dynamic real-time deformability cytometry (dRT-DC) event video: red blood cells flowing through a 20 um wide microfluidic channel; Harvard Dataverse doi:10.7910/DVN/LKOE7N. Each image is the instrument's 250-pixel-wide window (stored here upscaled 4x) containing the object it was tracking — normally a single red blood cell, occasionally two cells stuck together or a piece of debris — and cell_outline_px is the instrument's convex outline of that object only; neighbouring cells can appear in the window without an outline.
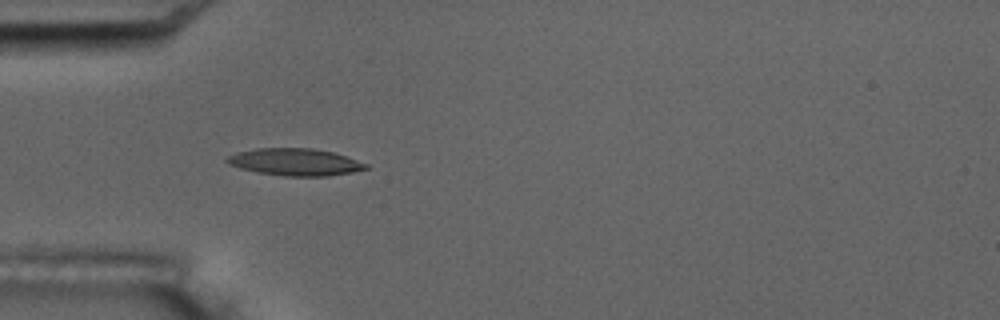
{"species": "common noctule bat (a hibernating species)", "species_latin": "Nyctalus noctula", "temperature_condition": "room temperature", "stored_images_in_passage": 8, "camera_frame_rate_fps": 3000, "um_per_image_px": 0.085, "animal": {"sex": "male", "body_mass_g": 17.5, "forearm_length_mm": 52.3}, "frame": {"image": 1, "passage_image": 6, "time_ms": 5.667, "image_size_px": [1000, 320], "cell_outline_px": [[368, 168], [352, 172], [328, 176], [284, 176], [260, 172], [240, 168], [228, 164], [224, 160], [228, 156], [236, 152], [256, 148], [312, 148], [332, 152], [368, 164]], "centroid_in_image_um": [25.05, 13.77], "position_along_channel_um": 60.0, "area_um2": 21.79}}